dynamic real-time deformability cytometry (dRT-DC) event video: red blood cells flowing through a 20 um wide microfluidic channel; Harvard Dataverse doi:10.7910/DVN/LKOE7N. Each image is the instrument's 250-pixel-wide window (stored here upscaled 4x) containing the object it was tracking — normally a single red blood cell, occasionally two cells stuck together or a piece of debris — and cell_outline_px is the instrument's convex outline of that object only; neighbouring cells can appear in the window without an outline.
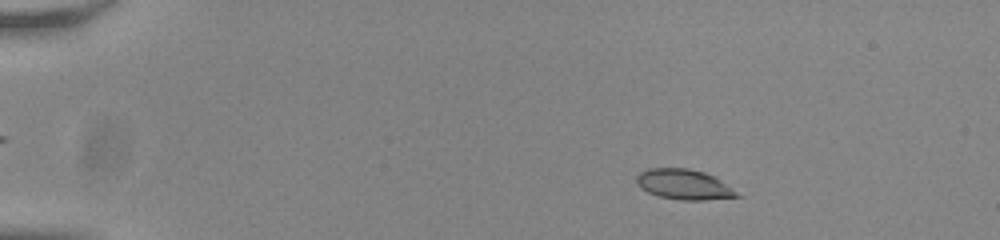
{"species": "common noctule bat (a hibernating species)", "species_latin": "Nyctalus noctula", "temperature_condition": "room temperature", "stored_images_in_passage": 55, "camera_frame_rate_fps": 3000, "um_per_image_px": 0.085, "animal": {"sex": "male", "body_mass_g": 20.0, "forearm_length_mm": 53.3}, "frame": {"image": 1, "passage_image": 9, "time_ms": 2.667, "image_size_px": [1000, 240], "cell_outline_px": [[744, 196], [704, 200], [680, 200], [660, 196], [648, 192], [640, 188], [636, 184], [636, 176], [640, 172], [648, 168], [688, 168], [704, 172], [720, 180]], "centroid_in_image_um": [58.12, 15.68], "position_along_channel_um": 26.9, "area_um2": 17.69}}
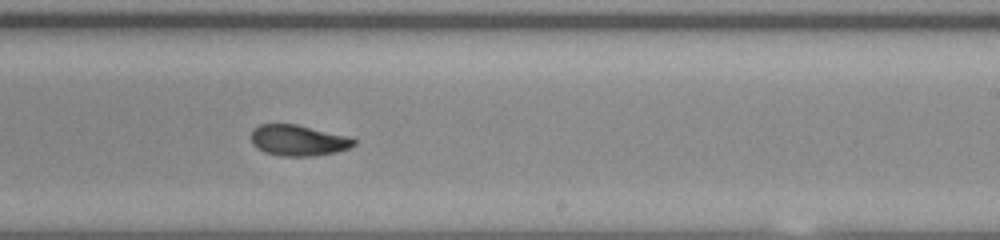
{"frame": {"image": 2, "passage_image": 35, "time_ms": 11.333, "image_size_px": [1000, 240], "cell_outline_px": [[356, 144], [348, 148], [336, 152], [312, 156], [280, 156], [264, 152], [256, 148], [252, 144], [252, 128], [260, 124], [296, 124], [352, 136], [356, 140]], "centroid_in_image_um": [25.37, 11.92], "position_along_channel_um": 263.6, "area_um2": 18.79}}
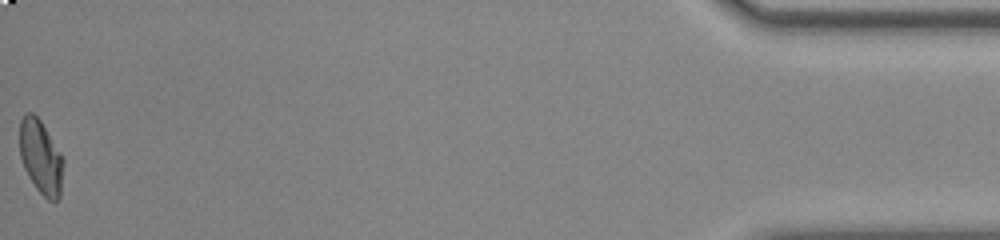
{"frame": {"image": 3, "passage_image": 55, "time_ms": 18.0, "image_size_px": [1000, 240], "cell_outline_px": [[64, 164], [60, 196], [56, 200], [48, 200], [36, 188], [28, 176], [24, 168], [20, 156], [20, 120], [28, 112], [32, 112], [40, 120], [60, 152], [64, 160]], "centroid_in_image_um": [3.47, 13.36], "position_along_channel_um": 431.7, "area_um2": 18.67}, "authors_computed_cell_mechanics": {"area_um2": 18.785, "velocity_mm_per_s": 3.8254, "shape_relaxation_time_tau1_ms": 11.179, "shape_relaxation_time_tau2_ms": 2.1171, "deformation_change_tau1": 0.26, "deformation_change_tau2": 0.0635}}